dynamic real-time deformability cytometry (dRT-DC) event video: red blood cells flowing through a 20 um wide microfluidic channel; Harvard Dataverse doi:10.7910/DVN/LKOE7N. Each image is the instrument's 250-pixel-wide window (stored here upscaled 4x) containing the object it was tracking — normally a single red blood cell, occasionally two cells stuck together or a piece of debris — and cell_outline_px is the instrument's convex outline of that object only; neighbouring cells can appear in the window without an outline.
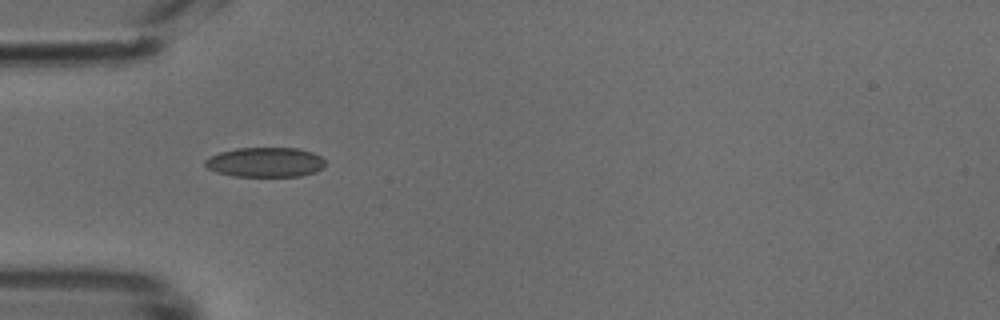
{"species": "common noctule bat (a hibernating species)", "species_latin": "Nyctalus noctula", "temperature_condition": "cold", "stored_images_in_passage": 35, "camera_frame_rate_fps": 3000, "um_per_image_px": 0.085, "animal": {"sex": "male", "body_mass_g": 18.8}, "frame": {"image": 1, "passage_image": 1, "time_ms": 0.0, "image_size_px": [1000, 320], "cell_outline_px": [[324, 168], [316, 172], [300, 176], [232, 176], [216, 172], [208, 168], [204, 164], [204, 160], [220, 152], [236, 148], [296, 148], [312, 152], [320, 156], [324, 160]], "centroid_in_image_um": [22.55, 13.79], "position_along_channel_um": 62.4, "area_um2": 20.81}}
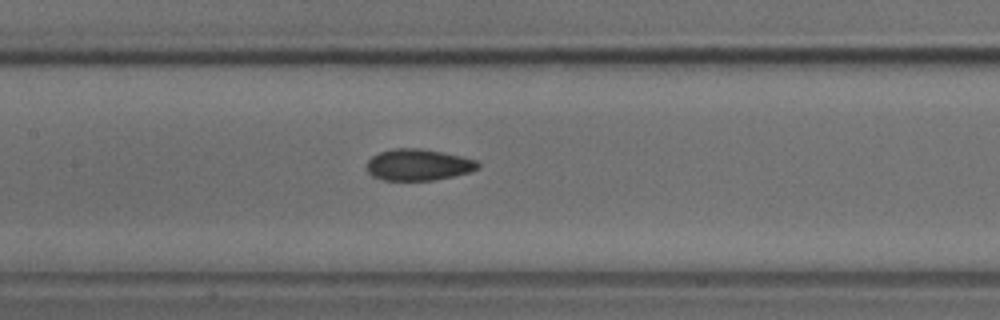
{"frame": {"image": 2, "passage_image": 9, "time_ms": 2.667, "image_size_px": [1000, 320], "cell_outline_px": [[480, 168], [468, 172], [452, 176], [432, 180], [384, 180], [372, 176], [368, 172], [368, 160], [372, 156], [380, 152], [392, 148], [424, 148], [460, 156], [476, 160], [480, 164]], "centroid_in_image_um": [35.55, 13.99], "position_along_channel_um": 171.8, "area_um2": 20.29}}
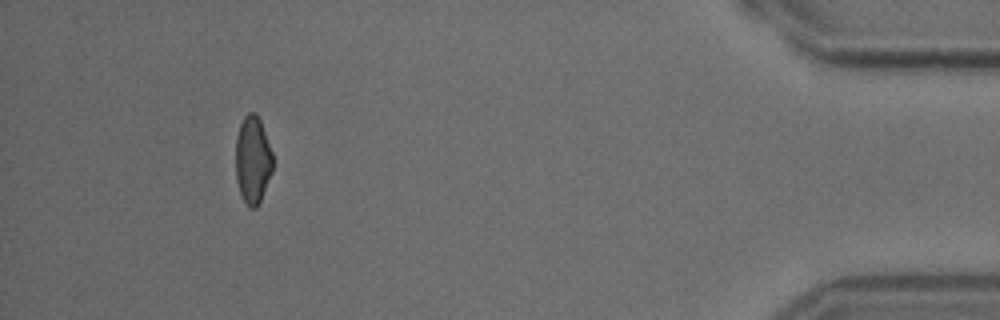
{"frame": {"image": 3, "passage_image": 31, "time_ms": 10.0, "image_size_px": [1000, 320], "cell_outline_px": [[272, 172], [260, 200], [256, 208], [248, 208], [240, 196], [236, 180], [236, 136], [240, 124], [244, 116], [248, 112], [256, 112], [260, 120], [272, 152]], "centroid_in_image_um": [21.46, 13.6], "position_along_channel_um": 413.7, "area_um2": 19.02}}